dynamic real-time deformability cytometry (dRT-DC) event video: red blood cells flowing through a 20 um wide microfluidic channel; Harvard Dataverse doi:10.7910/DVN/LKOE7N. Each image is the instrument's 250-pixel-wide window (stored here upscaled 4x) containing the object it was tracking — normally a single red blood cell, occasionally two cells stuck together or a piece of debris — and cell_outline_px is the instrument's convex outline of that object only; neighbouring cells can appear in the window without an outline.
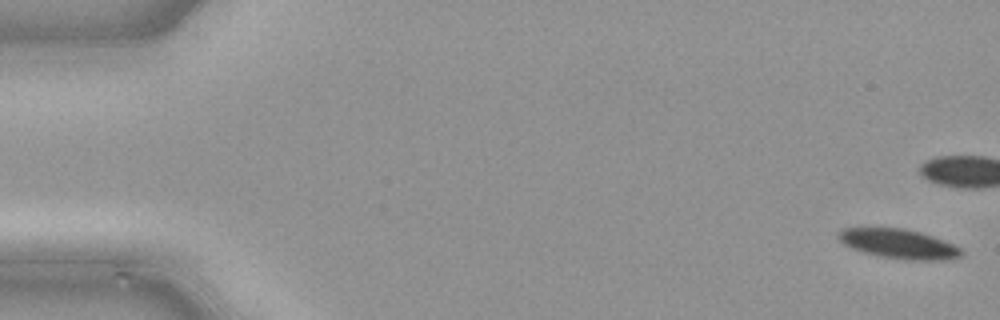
{"species": "common noctule bat (a hibernating species)", "species_latin": "Nyctalus noctula", "temperature_condition": "cold", "stored_images_in_passage": 39, "camera_frame_rate_fps": 3000, "um_per_image_px": 0.085, "animal": {"sex": "male", "body_mass_g": 21.5, "forearm_length_mm": 52.0}, "frame": {"image": 1, "passage_image": 1, "time_ms": 0.0, "image_size_px": [1000, 320], "cell_outline_px": [[964, 252], [960, 256], [944, 260], [912, 260], [880, 256], [864, 252], [852, 248], [844, 244], [836, 236], [836, 232], [844, 228], [904, 228], [920, 232], [944, 240], [960, 248]], "centroid_in_image_um": [76.38, 20.72], "position_along_channel_um": 8.6, "area_um2": 20.98}}